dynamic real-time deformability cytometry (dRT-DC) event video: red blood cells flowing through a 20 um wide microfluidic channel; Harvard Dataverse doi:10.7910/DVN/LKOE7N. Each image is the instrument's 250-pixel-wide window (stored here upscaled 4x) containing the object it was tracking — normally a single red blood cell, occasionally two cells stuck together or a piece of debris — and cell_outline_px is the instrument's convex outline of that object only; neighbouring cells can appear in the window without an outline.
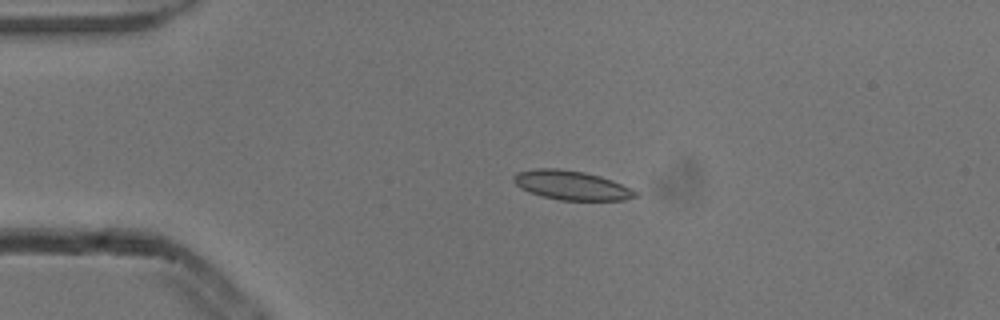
{"species": "common noctule bat (a hibernating species)", "species_latin": "Nyctalus noctula", "temperature_condition": "cold", "stored_images_in_passage": 5, "camera_frame_rate_fps": 3000, "um_per_image_px": 0.085, "animal": {"sex": "male", "body_mass_g": 13.3}, "frame": {"image": 1, "passage_image": 4, "time_ms": 1.0, "image_size_px": [1000, 320], "cell_outline_px": [[636, 196], [624, 200], [560, 200], [540, 196], [528, 192], [520, 188], [512, 180], [512, 176], [516, 172], [536, 168], [560, 168], [584, 172], [600, 176], [612, 180], [632, 188], [636, 192]], "centroid_in_image_um": [48.52, 15.74], "position_along_channel_um": 36.5, "area_um2": 20.87}}
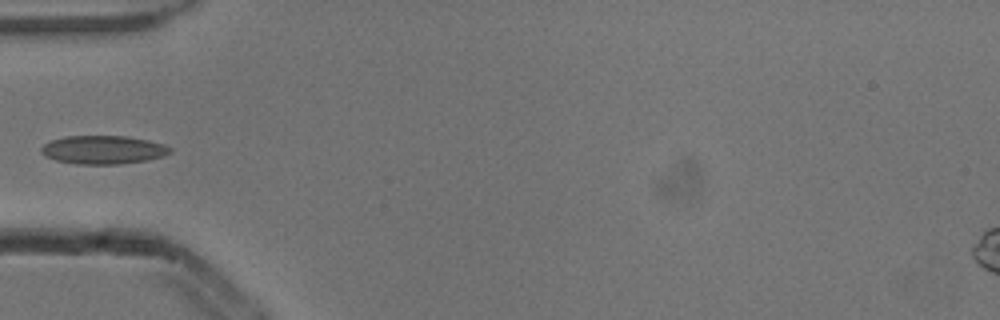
{"frame": {"image": 2, "passage_image": 5, "time_ms": 1.333, "image_size_px": [1000, 320], "cell_outline_px": [[172, 152], [164, 156], [148, 160], [120, 164], [76, 164], [56, 160], [44, 156], [40, 152], [40, 148], [44, 144], [52, 140], [64, 136], [128, 136], [148, 140], [164, 144], [172, 148]], "centroid_in_image_um": [8.78, 12.73], "position_along_channel_um": 76.2, "area_um2": 21.56}}